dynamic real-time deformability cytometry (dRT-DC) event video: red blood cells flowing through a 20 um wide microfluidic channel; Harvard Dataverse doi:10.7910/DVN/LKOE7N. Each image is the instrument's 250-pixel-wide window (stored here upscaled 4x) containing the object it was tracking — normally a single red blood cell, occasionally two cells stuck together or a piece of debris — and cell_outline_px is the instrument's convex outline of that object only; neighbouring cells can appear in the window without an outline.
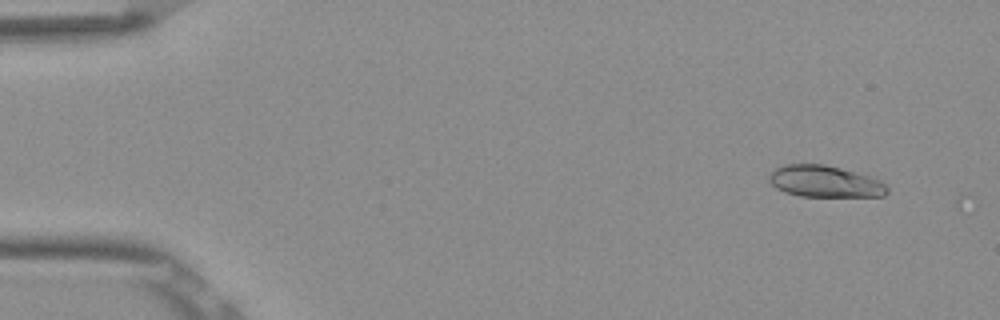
{"species": "Egyptian fruit bat (a non-hibernating species)", "species_latin": "Rousettus aegyptiacus", "temperature_condition": "room temperature", "stored_images_in_passage": 6, "camera_frame_rate_fps": 3000, "um_per_image_px": 0.085, "frame": {"image": 1, "passage_image": 4, "time_ms": 1.0, "image_size_px": [1000, 320], "cell_outline_px": [[888, 192], [884, 196], [800, 196], [784, 192], [776, 188], [768, 180], [768, 176], [776, 168], [784, 164], [824, 164], [840, 168], [868, 176], [880, 180], [888, 188]], "centroid_in_image_um": [70.08, 15.42], "position_along_channel_um": 14.9, "area_um2": 21.62}}